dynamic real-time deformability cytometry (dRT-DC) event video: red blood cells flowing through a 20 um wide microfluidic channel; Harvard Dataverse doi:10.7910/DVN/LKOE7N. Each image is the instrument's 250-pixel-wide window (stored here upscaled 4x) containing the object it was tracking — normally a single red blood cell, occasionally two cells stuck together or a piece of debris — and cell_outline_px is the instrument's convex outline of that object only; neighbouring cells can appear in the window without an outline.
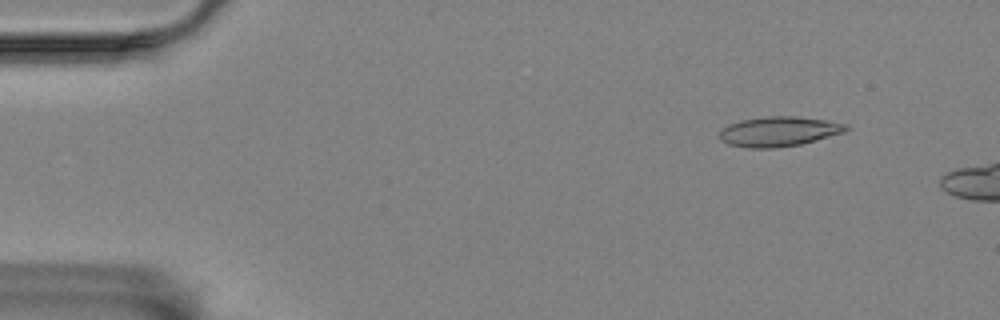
{"species": "Egyptian fruit bat (a non-hibernating species)", "species_latin": "Rousettus aegyptiacus", "temperature_condition": "room temperature", "stored_images_in_passage": 12, "camera_frame_rate_fps": 3000, "um_per_image_px": 0.085, "animal": {"sex": "female"}, "frame": {"image": 1, "passage_image": 6, "time_ms": 1.667, "image_size_px": [1000, 320], "cell_outline_px": [[852, 128], [844, 132], [800, 144], [772, 148], [752, 148], [728, 144], [720, 140], [720, 128], [728, 124], [740, 120], [768, 116], [796, 116], [824, 120], [848, 124]], "centroid_in_image_um": [66.19, 11.16], "position_along_channel_um": 18.8, "area_um2": 21.96}}